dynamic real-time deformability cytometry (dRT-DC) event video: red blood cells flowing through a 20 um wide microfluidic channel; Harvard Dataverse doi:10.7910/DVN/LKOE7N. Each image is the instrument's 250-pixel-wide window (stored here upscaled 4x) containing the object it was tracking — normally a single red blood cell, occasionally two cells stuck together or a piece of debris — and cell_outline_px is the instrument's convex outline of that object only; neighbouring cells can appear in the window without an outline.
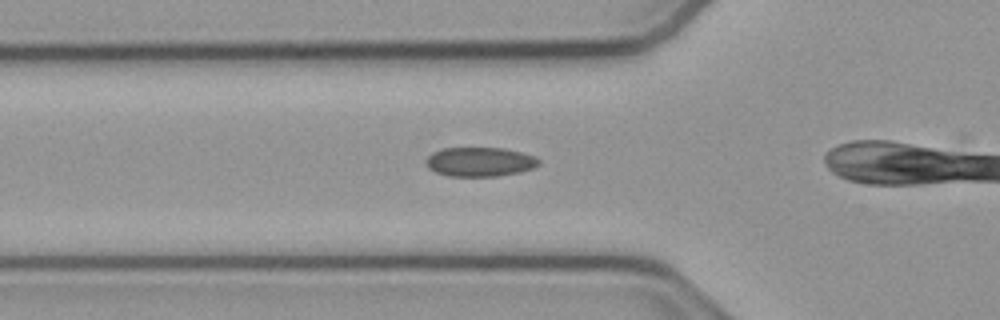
{"species": "common noctule bat (a hibernating species)", "species_latin": "Nyctalus noctula", "temperature_condition": "cold", "stored_images_in_passage": 10, "camera_frame_rate_fps": 3000, "um_per_image_px": 0.085, "animal": {"sex": "male", "body_mass_g": 23.1, "forearm_length_mm": 52.7}, "frame": {"image": 1, "passage_image": 2, "time_ms": 0.333, "image_size_px": [1000, 320], "cell_outline_px": [[540, 164], [532, 168], [520, 172], [496, 176], [448, 176], [436, 172], [428, 168], [428, 156], [432, 152], [444, 148], [504, 148], [536, 156], [540, 160]], "centroid_in_image_um": [40.82, 13.75], "position_along_channel_um": 85.0, "area_um2": 19.13}}
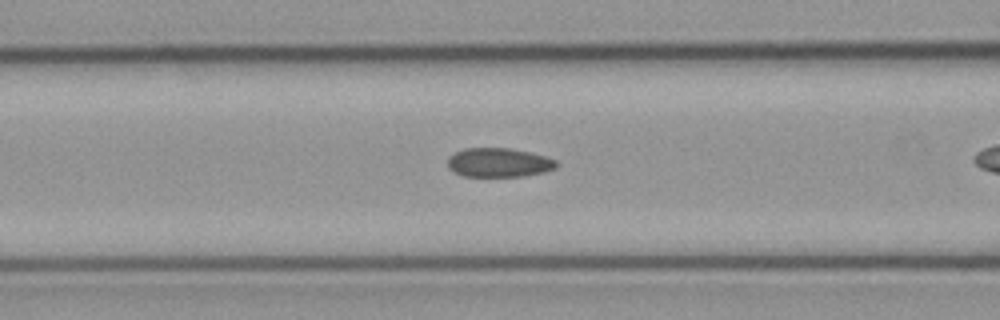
{"frame": {"image": 2, "passage_image": 5, "time_ms": 1.333, "image_size_px": [1000, 320], "cell_outline_px": [[560, 164], [556, 168], [544, 172], [524, 176], [460, 176], [452, 172], [448, 168], [448, 156], [464, 148], [508, 148], [528, 152], [544, 156], [556, 160]], "centroid_in_image_um": [42.38, 13.82], "position_along_channel_um": 124.2, "area_um2": 18.55}}
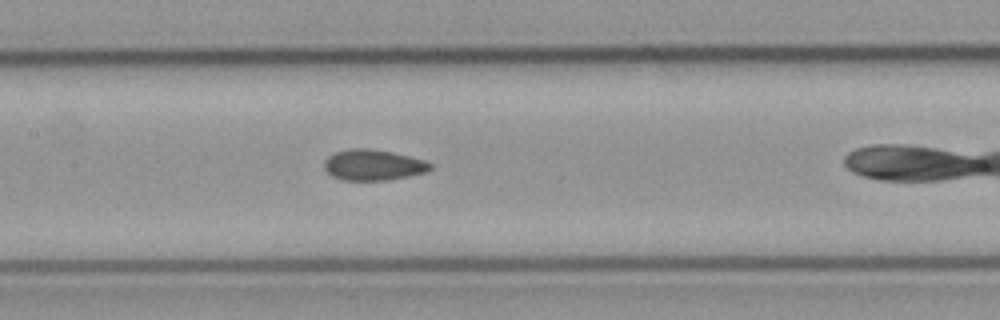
{"frame": {"image": 3, "passage_image": 9, "time_ms": 2.667, "image_size_px": [1000, 320], "cell_outline_px": [[432, 168], [424, 172], [408, 176], [388, 180], [340, 180], [332, 176], [324, 168], [324, 160], [328, 156], [336, 152], [352, 148], [368, 148], [392, 152], [424, 160], [432, 164]], "centroid_in_image_um": [31.69, 14.02], "position_along_channel_um": 175.7, "area_um2": 18.96}}